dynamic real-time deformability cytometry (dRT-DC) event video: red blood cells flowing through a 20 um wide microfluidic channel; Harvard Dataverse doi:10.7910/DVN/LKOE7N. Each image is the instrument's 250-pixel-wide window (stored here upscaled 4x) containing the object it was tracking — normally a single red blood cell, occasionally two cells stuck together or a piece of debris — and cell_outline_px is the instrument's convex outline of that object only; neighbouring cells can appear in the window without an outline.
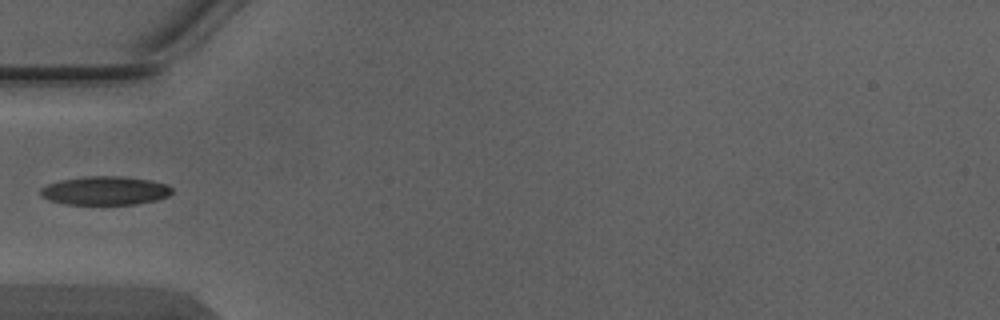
{"species": "Egyptian fruit bat (a non-hibernating species)", "species_latin": "Rousettus aegyptiacus", "temperature_condition": "warm", "stored_images_in_passage": 1, "camera_frame_rate_fps": 3000, "um_per_image_px": 0.085, "animal": {"sex": "male"}, "frame": {"image": 1, "passage_image": 1, "time_ms": 0.0, "image_size_px": [1000, 320], "cell_outline_px": [[172, 192], [168, 196], [156, 200], [136, 204], [64, 204], [48, 200], [40, 192], [40, 188], [48, 184], [60, 180], [84, 176], [124, 176], [152, 180], [168, 184], [172, 188]], "centroid_in_image_um": [8.96, 16.19], "position_along_channel_um": 76.0, "area_um2": 22.08}}